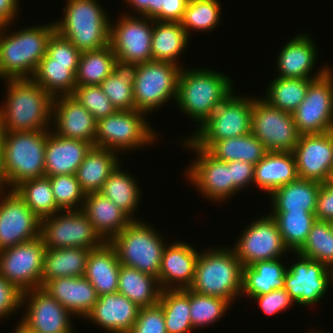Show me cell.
Instances as JSON below:
<instances>
[{
  "label": "cell",
  "mask_w": 333,
  "mask_h": 333,
  "mask_svg": "<svg viewBox=\"0 0 333 333\" xmlns=\"http://www.w3.org/2000/svg\"><path fill=\"white\" fill-rule=\"evenodd\" d=\"M0 105V131L50 130L53 98L31 79H7ZM50 126V127H49Z\"/></svg>",
  "instance_id": "cell-1"
},
{
  "label": "cell",
  "mask_w": 333,
  "mask_h": 333,
  "mask_svg": "<svg viewBox=\"0 0 333 333\" xmlns=\"http://www.w3.org/2000/svg\"><path fill=\"white\" fill-rule=\"evenodd\" d=\"M227 74L206 68H182L175 104L199 128L235 90Z\"/></svg>",
  "instance_id": "cell-2"
},
{
  "label": "cell",
  "mask_w": 333,
  "mask_h": 333,
  "mask_svg": "<svg viewBox=\"0 0 333 333\" xmlns=\"http://www.w3.org/2000/svg\"><path fill=\"white\" fill-rule=\"evenodd\" d=\"M10 27H0V80L31 79L46 55L55 23L25 26L11 32Z\"/></svg>",
  "instance_id": "cell-3"
},
{
  "label": "cell",
  "mask_w": 333,
  "mask_h": 333,
  "mask_svg": "<svg viewBox=\"0 0 333 333\" xmlns=\"http://www.w3.org/2000/svg\"><path fill=\"white\" fill-rule=\"evenodd\" d=\"M216 247V248H215ZM213 246L200 250L189 290L226 299L231 304L241 298V262L231 247Z\"/></svg>",
  "instance_id": "cell-4"
},
{
  "label": "cell",
  "mask_w": 333,
  "mask_h": 333,
  "mask_svg": "<svg viewBox=\"0 0 333 333\" xmlns=\"http://www.w3.org/2000/svg\"><path fill=\"white\" fill-rule=\"evenodd\" d=\"M55 30L82 53L109 45L111 16L99 0H66Z\"/></svg>",
  "instance_id": "cell-5"
},
{
  "label": "cell",
  "mask_w": 333,
  "mask_h": 333,
  "mask_svg": "<svg viewBox=\"0 0 333 333\" xmlns=\"http://www.w3.org/2000/svg\"><path fill=\"white\" fill-rule=\"evenodd\" d=\"M49 130L0 131L6 189L45 176V146Z\"/></svg>",
  "instance_id": "cell-6"
},
{
  "label": "cell",
  "mask_w": 333,
  "mask_h": 333,
  "mask_svg": "<svg viewBox=\"0 0 333 333\" xmlns=\"http://www.w3.org/2000/svg\"><path fill=\"white\" fill-rule=\"evenodd\" d=\"M145 220H133L110 243L116 249L121 265L138 269L158 279L162 255L167 242L163 235Z\"/></svg>",
  "instance_id": "cell-7"
},
{
  "label": "cell",
  "mask_w": 333,
  "mask_h": 333,
  "mask_svg": "<svg viewBox=\"0 0 333 333\" xmlns=\"http://www.w3.org/2000/svg\"><path fill=\"white\" fill-rule=\"evenodd\" d=\"M145 115L139 110H117L98 119L94 146L120 151L121 155L123 151L128 153L151 144L153 146L160 138Z\"/></svg>",
  "instance_id": "cell-8"
},
{
  "label": "cell",
  "mask_w": 333,
  "mask_h": 333,
  "mask_svg": "<svg viewBox=\"0 0 333 333\" xmlns=\"http://www.w3.org/2000/svg\"><path fill=\"white\" fill-rule=\"evenodd\" d=\"M234 91L195 132L187 136L207 150L215 141L251 133L253 98Z\"/></svg>",
  "instance_id": "cell-9"
},
{
  "label": "cell",
  "mask_w": 333,
  "mask_h": 333,
  "mask_svg": "<svg viewBox=\"0 0 333 333\" xmlns=\"http://www.w3.org/2000/svg\"><path fill=\"white\" fill-rule=\"evenodd\" d=\"M181 70V66L171 62L152 60L138 64L133 84L136 110L148 116L170 100L175 103Z\"/></svg>",
  "instance_id": "cell-10"
},
{
  "label": "cell",
  "mask_w": 333,
  "mask_h": 333,
  "mask_svg": "<svg viewBox=\"0 0 333 333\" xmlns=\"http://www.w3.org/2000/svg\"><path fill=\"white\" fill-rule=\"evenodd\" d=\"M178 141H182L184 148L187 147L196 154L184 172L190 185L199 191L198 194L203 195L202 198L211 200L212 203L228 202L226 199L231 198V162L216 160L188 137Z\"/></svg>",
  "instance_id": "cell-11"
},
{
  "label": "cell",
  "mask_w": 333,
  "mask_h": 333,
  "mask_svg": "<svg viewBox=\"0 0 333 333\" xmlns=\"http://www.w3.org/2000/svg\"><path fill=\"white\" fill-rule=\"evenodd\" d=\"M40 237L46 248L78 247L91 250L105 242L81 209L59 211L42 219Z\"/></svg>",
  "instance_id": "cell-12"
},
{
  "label": "cell",
  "mask_w": 333,
  "mask_h": 333,
  "mask_svg": "<svg viewBox=\"0 0 333 333\" xmlns=\"http://www.w3.org/2000/svg\"><path fill=\"white\" fill-rule=\"evenodd\" d=\"M293 254L297 257L287 267L284 289L297 306L313 307L328 294L330 285L333 286V269L298 252Z\"/></svg>",
  "instance_id": "cell-13"
},
{
  "label": "cell",
  "mask_w": 333,
  "mask_h": 333,
  "mask_svg": "<svg viewBox=\"0 0 333 333\" xmlns=\"http://www.w3.org/2000/svg\"><path fill=\"white\" fill-rule=\"evenodd\" d=\"M153 24L154 20L130 11L110 21L109 45L117 59L135 64L152 61Z\"/></svg>",
  "instance_id": "cell-14"
},
{
  "label": "cell",
  "mask_w": 333,
  "mask_h": 333,
  "mask_svg": "<svg viewBox=\"0 0 333 333\" xmlns=\"http://www.w3.org/2000/svg\"><path fill=\"white\" fill-rule=\"evenodd\" d=\"M256 97L253 98L251 133L267 152H292L300 136L292 114Z\"/></svg>",
  "instance_id": "cell-15"
},
{
  "label": "cell",
  "mask_w": 333,
  "mask_h": 333,
  "mask_svg": "<svg viewBox=\"0 0 333 333\" xmlns=\"http://www.w3.org/2000/svg\"><path fill=\"white\" fill-rule=\"evenodd\" d=\"M292 116L300 135L322 134L333 130L332 67L309 84L304 100Z\"/></svg>",
  "instance_id": "cell-16"
},
{
  "label": "cell",
  "mask_w": 333,
  "mask_h": 333,
  "mask_svg": "<svg viewBox=\"0 0 333 333\" xmlns=\"http://www.w3.org/2000/svg\"><path fill=\"white\" fill-rule=\"evenodd\" d=\"M256 219L246 225L233 247L243 267L288 256L276 221L268 214Z\"/></svg>",
  "instance_id": "cell-17"
},
{
  "label": "cell",
  "mask_w": 333,
  "mask_h": 333,
  "mask_svg": "<svg viewBox=\"0 0 333 333\" xmlns=\"http://www.w3.org/2000/svg\"><path fill=\"white\" fill-rule=\"evenodd\" d=\"M46 246L38 238L0 251V275L21 292L41 287Z\"/></svg>",
  "instance_id": "cell-18"
},
{
  "label": "cell",
  "mask_w": 333,
  "mask_h": 333,
  "mask_svg": "<svg viewBox=\"0 0 333 333\" xmlns=\"http://www.w3.org/2000/svg\"><path fill=\"white\" fill-rule=\"evenodd\" d=\"M21 309L20 321L34 333L73 332L74 315L42 287L22 292Z\"/></svg>",
  "instance_id": "cell-19"
},
{
  "label": "cell",
  "mask_w": 333,
  "mask_h": 333,
  "mask_svg": "<svg viewBox=\"0 0 333 333\" xmlns=\"http://www.w3.org/2000/svg\"><path fill=\"white\" fill-rule=\"evenodd\" d=\"M41 220L14 189L0 191V251L40 236Z\"/></svg>",
  "instance_id": "cell-20"
},
{
  "label": "cell",
  "mask_w": 333,
  "mask_h": 333,
  "mask_svg": "<svg viewBox=\"0 0 333 333\" xmlns=\"http://www.w3.org/2000/svg\"><path fill=\"white\" fill-rule=\"evenodd\" d=\"M292 152L299 178L328 181L333 170V130L300 135Z\"/></svg>",
  "instance_id": "cell-21"
},
{
  "label": "cell",
  "mask_w": 333,
  "mask_h": 333,
  "mask_svg": "<svg viewBox=\"0 0 333 333\" xmlns=\"http://www.w3.org/2000/svg\"><path fill=\"white\" fill-rule=\"evenodd\" d=\"M286 42L276 56V77L318 79L331 68L329 65H323V68L319 67L316 72L314 67L318 63L316 61L319 50L310 34L302 32ZM313 70L316 73H313Z\"/></svg>",
  "instance_id": "cell-22"
},
{
  "label": "cell",
  "mask_w": 333,
  "mask_h": 333,
  "mask_svg": "<svg viewBox=\"0 0 333 333\" xmlns=\"http://www.w3.org/2000/svg\"><path fill=\"white\" fill-rule=\"evenodd\" d=\"M97 120L72 95L52 101L51 131L64 138L87 141L94 146Z\"/></svg>",
  "instance_id": "cell-23"
},
{
  "label": "cell",
  "mask_w": 333,
  "mask_h": 333,
  "mask_svg": "<svg viewBox=\"0 0 333 333\" xmlns=\"http://www.w3.org/2000/svg\"><path fill=\"white\" fill-rule=\"evenodd\" d=\"M176 241L164 248L158 281L162 290L185 289L192 284L199 250Z\"/></svg>",
  "instance_id": "cell-24"
},
{
  "label": "cell",
  "mask_w": 333,
  "mask_h": 333,
  "mask_svg": "<svg viewBox=\"0 0 333 333\" xmlns=\"http://www.w3.org/2000/svg\"><path fill=\"white\" fill-rule=\"evenodd\" d=\"M140 307L119 292L98 297L85 317L110 333H129L138 318Z\"/></svg>",
  "instance_id": "cell-25"
},
{
  "label": "cell",
  "mask_w": 333,
  "mask_h": 333,
  "mask_svg": "<svg viewBox=\"0 0 333 333\" xmlns=\"http://www.w3.org/2000/svg\"><path fill=\"white\" fill-rule=\"evenodd\" d=\"M42 288L74 316H81L82 320L91 312L99 297L84 276L57 278L48 281Z\"/></svg>",
  "instance_id": "cell-26"
},
{
  "label": "cell",
  "mask_w": 333,
  "mask_h": 333,
  "mask_svg": "<svg viewBox=\"0 0 333 333\" xmlns=\"http://www.w3.org/2000/svg\"><path fill=\"white\" fill-rule=\"evenodd\" d=\"M92 146L87 141L60 137L49 130L45 146V176L76 174Z\"/></svg>",
  "instance_id": "cell-27"
},
{
  "label": "cell",
  "mask_w": 333,
  "mask_h": 333,
  "mask_svg": "<svg viewBox=\"0 0 333 333\" xmlns=\"http://www.w3.org/2000/svg\"><path fill=\"white\" fill-rule=\"evenodd\" d=\"M81 210L105 242H110L133 221L100 192L87 193Z\"/></svg>",
  "instance_id": "cell-28"
},
{
  "label": "cell",
  "mask_w": 333,
  "mask_h": 333,
  "mask_svg": "<svg viewBox=\"0 0 333 333\" xmlns=\"http://www.w3.org/2000/svg\"><path fill=\"white\" fill-rule=\"evenodd\" d=\"M120 265L117 251L110 242L89 251L84 277L93 285L98 296L118 291Z\"/></svg>",
  "instance_id": "cell-29"
},
{
  "label": "cell",
  "mask_w": 333,
  "mask_h": 333,
  "mask_svg": "<svg viewBox=\"0 0 333 333\" xmlns=\"http://www.w3.org/2000/svg\"><path fill=\"white\" fill-rule=\"evenodd\" d=\"M293 152H267L255 165L253 187L270 195L274 190L298 179Z\"/></svg>",
  "instance_id": "cell-30"
},
{
  "label": "cell",
  "mask_w": 333,
  "mask_h": 333,
  "mask_svg": "<svg viewBox=\"0 0 333 333\" xmlns=\"http://www.w3.org/2000/svg\"><path fill=\"white\" fill-rule=\"evenodd\" d=\"M321 182L298 178L270 194V212L315 213Z\"/></svg>",
  "instance_id": "cell-31"
},
{
  "label": "cell",
  "mask_w": 333,
  "mask_h": 333,
  "mask_svg": "<svg viewBox=\"0 0 333 333\" xmlns=\"http://www.w3.org/2000/svg\"><path fill=\"white\" fill-rule=\"evenodd\" d=\"M282 259L284 261L285 258L259 261L243 267L241 297L244 294L252 300L255 296L283 289L288 265Z\"/></svg>",
  "instance_id": "cell-32"
},
{
  "label": "cell",
  "mask_w": 333,
  "mask_h": 333,
  "mask_svg": "<svg viewBox=\"0 0 333 333\" xmlns=\"http://www.w3.org/2000/svg\"><path fill=\"white\" fill-rule=\"evenodd\" d=\"M118 154L120 152L92 146L75 174L85 194L100 191L104 182L122 161Z\"/></svg>",
  "instance_id": "cell-33"
},
{
  "label": "cell",
  "mask_w": 333,
  "mask_h": 333,
  "mask_svg": "<svg viewBox=\"0 0 333 333\" xmlns=\"http://www.w3.org/2000/svg\"><path fill=\"white\" fill-rule=\"evenodd\" d=\"M89 251L78 247L46 248L41 287L57 278L84 276Z\"/></svg>",
  "instance_id": "cell-34"
},
{
  "label": "cell",
  "mask_w": 333,
  "mask_h": 333,
  "mask_svg": "<svg viewBox=\"0 0 333 333\" xmlns=\"http://www.w3.org/2000/svg\"><path fill=\"white\" fill-rule=\"evenodd\" d=\"M190 40L180 22L154 20L151 42L152 60L171 62L183 68L179 64L180 60L177 59L182 57Z\"/></svg>",
  "instance_id": "cell-35"
},
{
  "label": "cell",
  "mask_w": 333,
  "mask_h": 333,
  "mask_svg": "<svg viewBox=\"0 0 333 333\" xmlns=\"http://www.w3.org/2000/svg\"><path fill=\"white\" fill-rule=\"evenodd\" d=\"M79 62L55 61L47 54L40 60L32 79L52 97L72 95Z\"/></svg>",
  "instance_id": "cell-36"
},
{
  "label": "cell",
  "mask_w": 333,
  "mask_h": 333,
  "mask_svg": "<svg viewBox=\"0 0 333 333\" xmlns=\"http://www.w3.org/2000/svg\"><path fill=\"white\" fill-rule=\"evenodd\" d=\"M117 292L141 308L157 304L162 288L156 277L138 269L120 265Z\"/></svg>",
  "instance_id": "cell-37"
},
{
  "label": "cell",
  "mask_w": 333,
  "mask_h": 333,
  "mask_svg": "<svg viewBox=\"0 0 333 333\" xmlns=\"http://www.w3.org/2000/svg\"><path fill=\"white\" fill-rule=\"evenodd\" d=\"M121 165L120 163L110 174L99 192L114 202L132 220H141L134 213L138 211L142 201L141 189L138 187L140 185L129 171L121 169Z\"/></svg>",
  "instance_id": "cell-38"
},
{
  "label": "cell",
  "mask_w": 333,
  "mask_h": 333,
  "mask_svg": "<svg viewBox=\"0 0 333 333\" xmlns=\"http://www.w3.org/2000/svg\"><path fill=\"white\" fill-rule=\"evenodd\" d=\"M138 64L116 60L113 72L100 84L103 92L117 110H136L133 84Z\"/></svg>",
  "instance_id": "cell-39"
},
{
  "label": "cell",
  "mask_w": 333,
  "mask_h": 333,
  "mask_svg": "<svg viewBox=\"0 0 333 333\" xmlns=\"http://www.w3.org/2000/svg\"><path fill=\"white\" fill-rule=\"evenodd\" d=\"M206 151L216 160H238L254 165L267 153L264 145L252 133L215 141Z\"/></svg>",
  "instance_id": "cell-40"
},
{
  "label": "cell",
  "mask_w": 333,
  "mask_h": 333,
  "mask_svg": "<svg viewBox=\"0 0 333 333\" xmlns=\"http://www.w3.org/2000/svg\"><path fill=\"white\" fill-rule=\"evenodd\" d=\"M261 98L269 105L288 113H293L306 96L309 84L314 79L274 77Z\"/></svg>",
  "instance_id": "cell-41"
},
{
  "label": "cell",
  "mask_w": 333,
  "mask_h": 333,
  "mask_svg": "<svg viewBox=\"0 0 333 333\" xmlns=\"http://www.w3.org/2000/svg\"><path fill=\"white\" fill-rule=\"evenodd\" d=\"M163 310L167 333H191L189 289L162 290L158 302Z\"/></svg>",
  "instance_id": "cell-42"
},
{
  "label": "cell",
  "mask_w": 333,
  "mask_h": 333,
  "mask_svg": "<svg viewBox=\"0 0 333 333\" xmlns=\"http://www.w3.org/2000/svg\"><path fill=\"white\" fill-rule=\"evenodd\" d=\"M116 60L110 45L99 50L82 52L75 74L76 84L100 85L113 72Z\"/></svg>",
  "instance_id": "cell-43"
},
{
  "label": "cell",
  "mask_w": 333,
  "mask_h": 333,
  "mask_svg": "<svg viewBox=\"0 0 333 333\" xmlns=\"http://www.w3.org/2000/svg\"><path fill=\"white\" fill-rule=\"evenodd\" d=\"M14 190L40 220L61 211L56 205L48 176L25 180Z\"/></svg>",
  "instance_id": "cell-44"
},
{
  "label": "cell",
  "mask_w": 333,
  "mask_h": 333,
  "mask_svg": "<svg viewBox=\"0 0 333 333\" xmlns=\"http://www.w3.org/2000/svg\"><path fill=\"white\" fill-rule=\"evenodd\" d=\"M277 223L282 240L290 252H298L304 245L308 233L316 222L315 213L310 212H271Z\"/></svg>",
  "instance_id": "cell-45"
},
{
  "label": "cell",
  "mask_w": 333,
  "mask_h": 333,
  "mask_svg": "<svg viewBox=\"0 0 333 333\" xmlns=\"http://www.w3.org/2000/svg\"><path fill=\"white\" fill-rule=\"evenodd\" d=\"M222 5L219 0H189L181 25L190 38L191 30L212 32L221 23Z\"/></svg>",
  "instance_id": "cell-46"
},
{
  "label": "cell",
  "mask_w": 333,
  "mask_h": 333,
  "mask_svg": "<svg viewBox=\"0 0 333 333\" xmlns=\"http://www.w3.org/2000/svg\"><path fill=\"white\" fill-rule=\"evenodd\" d=\"M190 318L193 329L213 325L226 315L232 304L217 296L201 295L189 290Z\"/></svg>",
  "instance_id": "cell-47"
},
{
  "label": "cell",
  "mask_w": 333,
  "mask_h": 333,
  "mask_svg": "<svg viewBox=\"0 0 333 333\" xmlns=\"http://www.w3.org/2000/svg\"><path fill=\"white\" fill-rule=\"evenodd\" d=\"M298 253L333 269V231L330 222L316 220Z\"/></svg>",
  "instance_id": "cell-48"
},
{
  "label": "cell",
  "mask_w": 333,
  "mask_h": 333,
  "mask_svg": "<svg viewBox=\"0 0 333 333\" xmlns=\"http://www.w3.org/2000/svg\"><path fill=\"white\" fill-rule=\"evenodd\" d=\"M57 207L61 211L82 209L85 192L75 174L48 176Z\"/></svg>",
  "instance_id": "cell-49"
},
{
  "label": "cell",
  "mask_w": 333,
  "mask_h": 333,
  "mask_svg": "<svg viewBox=\"0 0 333 333\" xmlns=\"http://www.w3.org/2000/svg\"><path fill=\"white\" fill-rule=\"evenodd\" d=\"M72 96L98 120L117 111L100 85H77Z\"/></svg>",
  "instance_id": "cell-50"
},
{
  "label": "cell",
  "mask_w": 333,
  "mask_h": 333,
  "mask_svg": "<svg viewBox=\"0 0 333 333\" xmlns=\"http://www.w3.org/2000/svg\"><path fill=\"white\" fill-rule=\"evenodd\" d=\"M129 333H167L161 305L141 307Z\"/></svg>",
  "instance_id": "cell-51"
},
{
  "label": "cell",
  "mask_w": 333,
  "mask_h": 333,
  "mask_svg": "<svg viewBox=\"0 0 333 333\" xmlns=\"http://www.w3.org/2000/svg\"><path fill=\"white\" fill-rule=\"evenodd\" d=\"M256 301L261 308L262 313L265 315H276L280 312L291 308L292 305L296 304L290 294L283 289H276L268 293L255 296L252 298Z\"/></svg>",
  "instance_id": "cell-52"
},
{
  "label": "cell",
  "mask_w": 333,
  "mask_h": 333,
  "mask_svg": "<svg viewBox=\"0 0 333 333\" xmlns=\"http://www.w3.org/2000/svg\"><path fill=\"white\" fill-rule=\"evenodd\" d=\"M46 54L55 61L62 62H79L81 56V52L70 40L60 35L56 30L48 40Z\"/></svg>",
  "instance_id": "cell-53"
},
{
  "label": "cell",
  "mask_w": 333,
  "mask_h": 333,
  "mask_svg": "<svg viewBox=\"0 0 333 333\" xmlns=\"http://www.w3.org/2000/svg\"><path fill=\"white\" fill-rule=\"evenodd\" d=\"M21 298L22 292L0 275V320L21 311Z\"/></svg>",
  "instance_id": "cell-54"
},
{
  "label": "cell",
  "mask_w": 333,
  "mask_h": 333,
  "mask_svg": "<svg viewBox=\"0 0 333 333\" xmlns=\"http://www.w3.org/2000/svg\"><path fill=\"white\" fill-rule=\"evenodd\" d=\"M255 165L245 161H231V197L246 189L254 181Z\"/></svg>",
  "instance_id": "cell-55"
},
{
  "label": "cell",
  "mask_w": 333,
  "mask_h": 333,
  "mask_svg": "<svg viewBox=\"0 0 333 333\" xmlns=\"http://www.w3.org/2000/svg\"><path fill=\"white\" fill-rule=\"evenodd\" d=\"M316 219L331 222L333 220V185L328 181L321 183L315 210Z\"/></svg>",
  "instance_id": "cell-56"
},
{
  "label": "cell",
  "mask_w": 333,
  "mask_h": 333,
  "mask_svg": "<svg viewBox=\"0 0 333 333\" xmlns=\"http://www.w3.org/2000/svg\"><path fill=\"white\" fill-rule=\"evenodd\" d=\"M162 1L163 0H123L131 7L133 12L139 16H144L152 20L162 21Z\"/></svg>",
  "instance_id": "cell-57"
},
{
  "label": "cell",
  "mask_w": 333,
  "mask_h": 333,
  "mask_svg": "<svg viewBox=\"0 0 333 333\" xmlns=\"http://www.w3.org/2000/svg\"><path fill=\"white\" fill-rule=\"evenodd\" d=\"M189 0H163L162 21L181 22Z\"/></svg>",
  "instance_id": "cell-58"
},
{
  "label": "cell",
  "mask_w": 333,
  "mask_h": 333,
  "mask_svg": "<svg viewBox=\"0 0 333 333\" xmlns=\"http://www.w3.org/2000/svg\"><path fill=\"white\" fill-rule=\"evenodd\" d=\"M19 0H0V27L12 25L19 15Z\"/></svg>",
  "instance_id": "cell-59"
},
{
  "label": "cell",
  "mask_w": 333,
  "mask_h": 333,
  "mask_svg": "<svg viewBox=\"0 0 333 333\" xmlns=\"http://www.w3.org/2000/svg\"><path fill=\"white\" fill-rule=\"evenodd\" d=\"M6 190V181L4 177L3 157H2V138L0 133V191Z\"/></svg>",
  "instance_id": "cell-60"
},
{
  "label": "cell",
  "mask_w": 333,
  "mask_h": 333,
  "mask_svg": "<svg viewBox=\"0 0 333 333\" xmlns=\"http://www.w3.org/2000/svg\"><path fill=\"white\" fill-rule=\"evenodd\" d=\"M18 323L19 324L16 325L15 330H13V333H34L26 325H24L21 321Z\"/></svg>",
  "instance_id": "cell-61"
},
{
  "label": "cell",
  "mask_w": 333,
  "mask_h": 333,
  "mask_svg": "<svg viewBox=\"0 0 333 333\" xmlns=\"http://www.w3.org/2000/svg\"><path fill=\"white\" fill-rule=\"evenodd\" d=\"M328 182H329L331 185H333V170H332V172L330 173V177H329Z\"/></svg>",
  "instance_id": "cell-62"
},
{
  "label": "cell",
  "mask_w": 333,
  "mask_h": 333,
  "mask_svg": "<svg viewBox=\"0 0 333 333\" xmlns=\"http://www.w3.org/2000/svg\"><path fill=\"white\" fill-rule=\"evenodd\" d=\"M315 330H317V331L315 332ZM309 332H310V333H324V332H322L321 330L318 331V329H314V328H313V331H309ZM309 332H308V333H309Z\"/></svg>",
  "instance_id": "cell-63"
},
{
  "label": "cell",
  "mask_w": 333,
  "mask_h": 333,
  "mask_svg": "<svg viewBox=\"0 0 333 333\" xmlns=\"http://www.w3.org/2000/svg\"><path fill=\"white\" fill-rule=\"evenodd\" d=\"M330 225H331V228H332V231H333V220L330 222Z\"/></svg>",
  "instance_id": "cell-64"
}]
</instances>
